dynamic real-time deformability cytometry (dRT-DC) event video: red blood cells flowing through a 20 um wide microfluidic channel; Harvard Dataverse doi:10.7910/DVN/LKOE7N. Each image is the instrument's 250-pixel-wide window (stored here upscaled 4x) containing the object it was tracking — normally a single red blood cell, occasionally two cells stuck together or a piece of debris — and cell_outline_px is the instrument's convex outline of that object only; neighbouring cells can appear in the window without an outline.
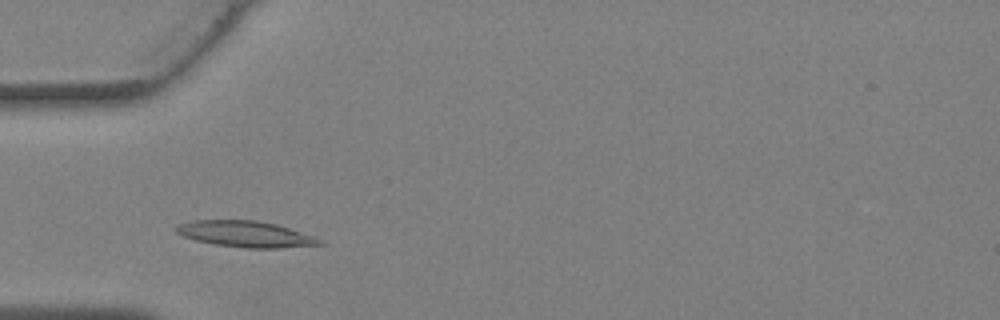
{"species": "Egyptian fruit bat (a non-hibernating species)", "species_latin": "Rousettus aegyptiacus", "temperature_condition": "warm", "stored_images_in_passage": 23, "camera_frame_rate_fps": 3000, "um_per_image_px": 0.085, "animal": {"sex": "female"}, "frame": {"image": 1, "passage_image": 4, "time_ms": 1.0, "image_size_px": [1000, 320], "cell_outline_px": [[328, 244], [280, 248], [244, 248], [216, 244], [196, 240], [180, 236], [176, 232], [176, 228], [180, 224], [192, 220], [256, 220], [276, 224], [324, 240]], "centroid_in_image_um": [20.89, 19.9], "position_along_channel_um": 64.1, "area_um2": 21.79}}
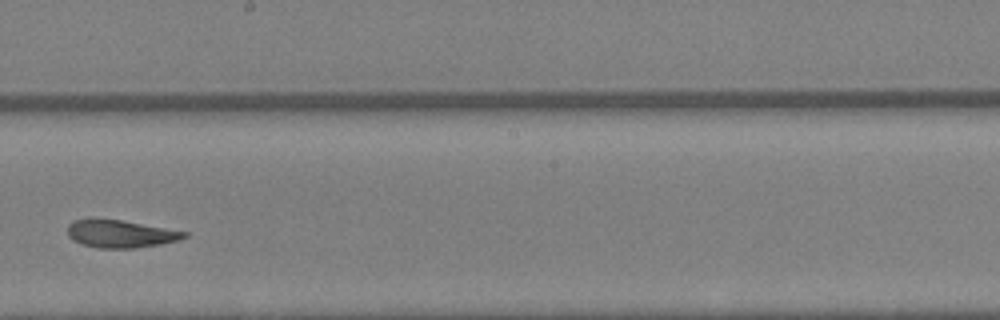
{"frame": {"image": 2, "passage_image": 14, "time_ms": 4.333, "image_size_px": [1000, 320], "cell_outline_px": [[188, 236], [180, 240], [160, 244], [136, 248], [96, 248], [72, 240], [68, 236], [68, 224], [72, 220], [120, 220], [188, 232]], "centroid_in_image_um": [10.26, 19.89], "position_along_channel_um": 237.9, "area_um2": 18.5}}
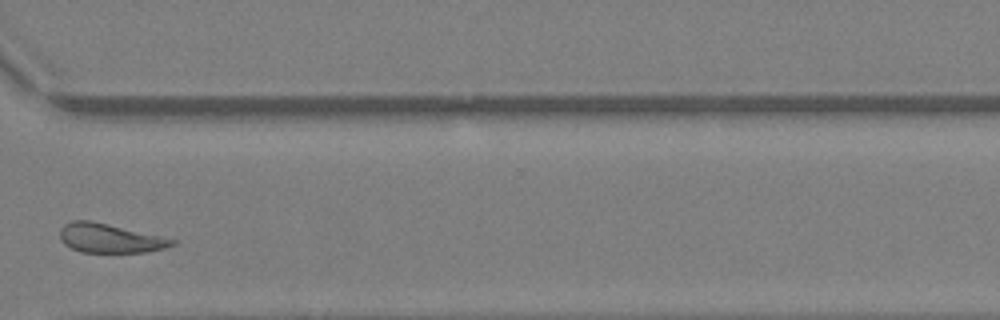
{"frame": {"image": 3, "passage_image": 21, "time_ms": 6.667, "image_size_px": [1000, 320], "cell_outline_px": [[176, 244], [164, 248], [148, 252], [80, 252], [64, 244], [60, 240], [60, 228], [64, 224], [72, 220], [92, 220], [160, 236], [176, 240]], "centroid_in_image_um": [9.3, 20.24], "position_along_channel_um": 361.3, "area_um2": 19.02}}